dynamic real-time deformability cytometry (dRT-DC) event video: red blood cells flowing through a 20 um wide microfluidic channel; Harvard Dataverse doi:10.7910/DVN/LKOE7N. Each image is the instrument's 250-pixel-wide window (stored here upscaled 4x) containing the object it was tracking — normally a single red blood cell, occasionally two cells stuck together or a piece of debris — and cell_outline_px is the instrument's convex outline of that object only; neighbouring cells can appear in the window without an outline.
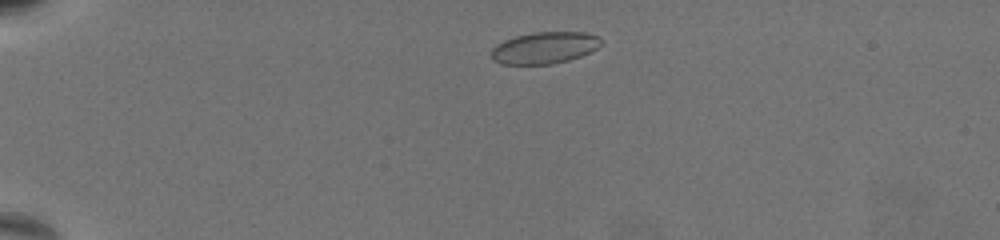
{"species": "common noctule bat (a hibernating species)", "species_latin": "Nyctalus noctula", "temperature_condition": "warm", "stored_images_in_passage": 58, "camera_frame_rate_fps": 3000, "um_per_image_px": 0.085, "animal": {"sex": "female", "body_mass_g": 19.5, "forearm_length_mm": 54.1}, "frame": {"image": 1, "passage_image": 7, "time_ms": 2.0, "image_size_px": [1000, 240], "cell_outline_px": [[604, 44], [580, 56], [568, 60], [552, 64], [500, 64], [492, 60], [492, 48], [496, 44], [504, 40], [516, 36], [532, 32], [584, 32], [596, 36]], "centroid_in_image_um": [46.25, 4.06], "position_along_channel_um": 38.7, "area_um2": 20.23}}
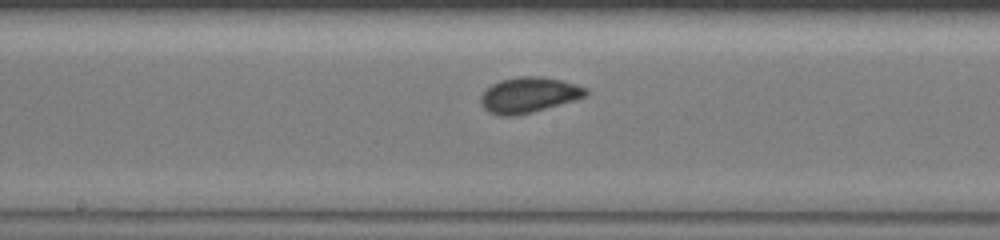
{"frame": {"image": 2, "passage_image": 29, "time_ms": 9.333, "image_size_px": [1000, 240], "cell_outline_px": [[588, 92], [584, 96], [572, 100], [532, 112], [512, 116], [500, 116], [488, 112], [480, 104], [480, 96], [492, 84], [500, 80], [520, 76], [540, 76], [560, 80], [588, 88]], "centroid_in_image_um": [44.89, 8.07], "position_along_channel_um": 203.3, "area_um2": 21.44}}
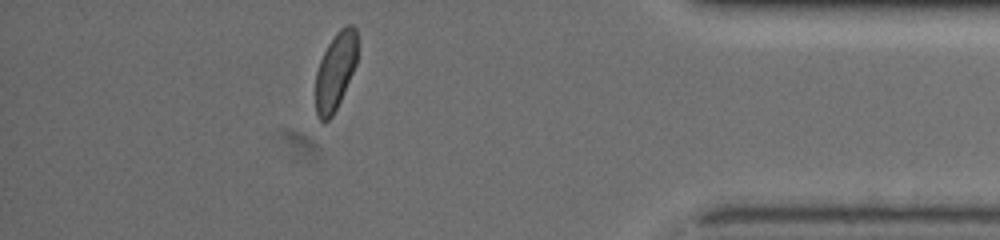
{"frame": {"image": 3, "passage_image": 51, "time_ms": 16.667, "image_size_px": [1000, 240], "cell_outline_px": [[356, 64], [340, 100], [332, 116], [324, 124], [320, 120], [316, 112], [316, 72], [320, 60], [328, 44], [336, 32], [344, 24], [352, 24], [356, 28]], "centroid_in_image_um": [28.5, 6.03], "position_along_channel_um": 406.7, "area_um2": 18.67}, "authors_computed_cell_mechanics": {"area_um2": 20.4034, "velocity_mm_per_s": 3.1855, "shape_relaxation_time_tau1_ms": 3.9804, "shape_relaxation_time_tau2_ms": 1.8753, "deformation_change_tau1": 0.091, "deformation_change_tau2": 0.0527}}